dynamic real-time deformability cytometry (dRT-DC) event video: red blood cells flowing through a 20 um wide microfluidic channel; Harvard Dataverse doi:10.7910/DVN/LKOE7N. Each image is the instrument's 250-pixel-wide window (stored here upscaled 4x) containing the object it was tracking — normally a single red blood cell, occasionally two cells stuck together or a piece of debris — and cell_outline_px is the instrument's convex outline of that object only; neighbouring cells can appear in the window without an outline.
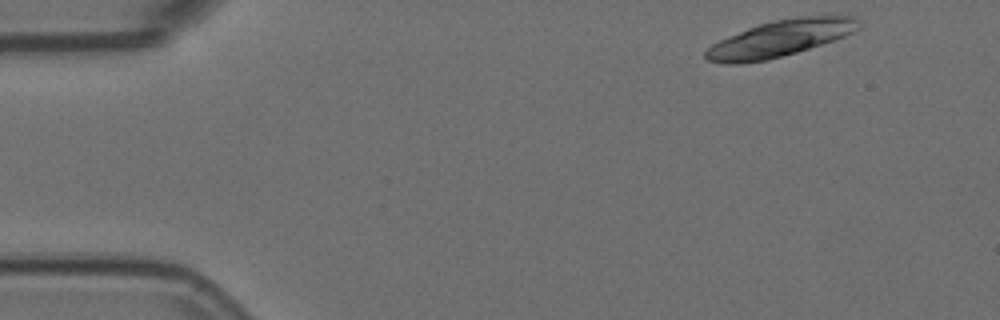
{"species": "Egyptian fruit bat (a non-hibernating species)", "species_latin": "Rousettus aegyptiacus", "temperature_condition": "room temperature", "stored_images_in_passage": 5, "camera_frame_rate_fps": 3000, "um_per_image_px": 0.085, "animal": {"sex": "female"}, "frame": {"image": 1, "passage_image": 1, "time_ms": 0.0, "image_size_px": [1000, 320], "cell_outline_px": [[860, 28], [844, 36], [796, 52], [768, 60], [740, 64], [728, 64], [708, 60], [704, 56], [704, 52], [712, 44], [728, 36], [748, 28], [760, 24], [776, 20], [800, 16], [840, 12], [856, 16], [860, 20]], "centroid_in_image_um": [66.41, 3.22], "position_along_channel_um": 18.6, "area_um2": 32.89}}
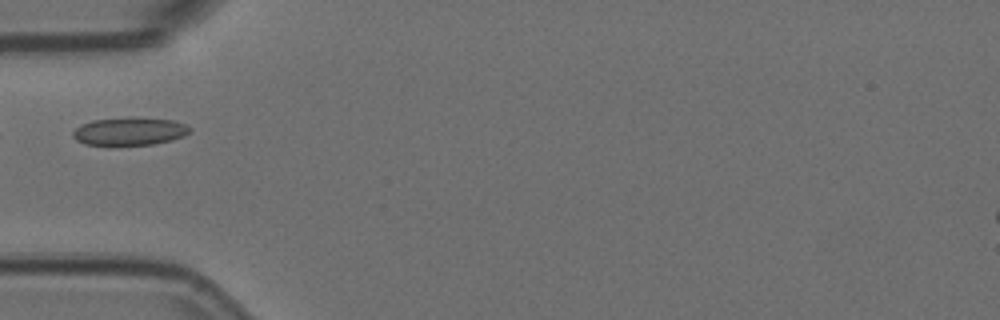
{"frame": {"image": 2, "passage_image": 5, "time_ms": 1.333, "image_size_px": [1000, 320], "cell_outline_px": [[192, 128], [184, 136], [172, 140], [152, 144], [84, 144], [76, 140], [72, 136], [72, 132], [80, 124], [92, 120], [132, 116], [176, 120]], "centroid_in_image_um": [11.02, 11.13], "position_along_channel_um": 74.0, "area_um2": 19.13}}